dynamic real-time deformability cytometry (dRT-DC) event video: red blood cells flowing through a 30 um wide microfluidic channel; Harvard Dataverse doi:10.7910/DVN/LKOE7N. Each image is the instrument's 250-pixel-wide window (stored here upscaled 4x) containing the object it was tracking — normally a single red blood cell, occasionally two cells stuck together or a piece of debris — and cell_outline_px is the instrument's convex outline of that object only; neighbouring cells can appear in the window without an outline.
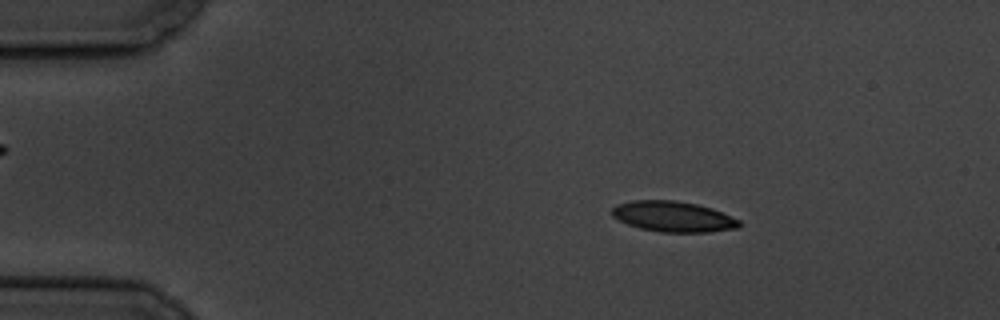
{"species": "common noctule bat (a hibernating species)", "species_latin": "Nyctalus noctula", "temperature_condition": "cold", "stored_images_in_passage": 57, "camera_frame_rate_fps": 3000, "um_per_image_px": 0.085, "animal": {"sex": "male", "body_mass_g": 19.5, "forearm_length_mm": 54.6}, "frame": {"image": 1, "passage_image": 9, "time_ms": 2.667, "image_size_px": [1000, 320], "cell_outline_px": [[740, 228], [708, 232], [660, 232], [640, 228], [628, 224], [612, 216], [612, 208], [616, 204], [632, 200], [676, 200], [696, 204], [712, 208], [740, 220]], "centroid_in_image_um": [57.22, 18.4], "position_along_channel_um": 27.8, "area_um2": 22.72}}
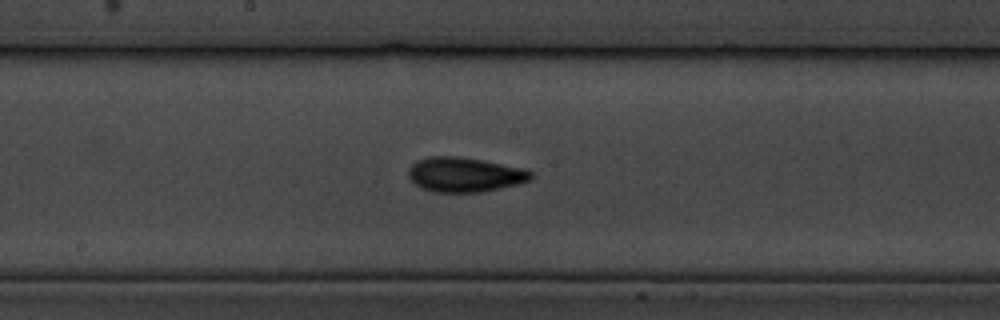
{"frame": {"image": 2, "passage_image": 30, "time_ms": 9.667, "image_size_px": [1000, 320], "cell_outline_px": [[536, 176], [532, 180], [520, 184], [480, 192], [432, 192], [416, 184], [408, 176], [408, 168], [416, 160], [428, 156], [460, 156], [484, 160], [524, 168], [532, 172]], "centroid_in_image_um": [39.54, 14.83], "position_along_channel_um": 208.7, "area_um2": 25.09}}
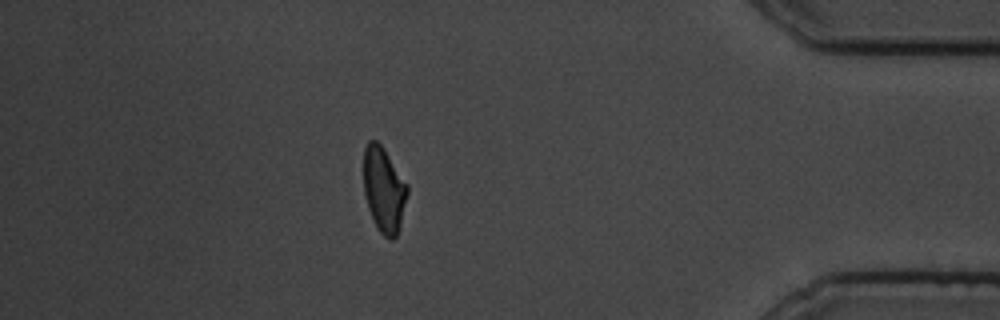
{"frame": {"image": 3, "passage_image": 50, "time_ms": 16.333, "image_size_px": [1000, 320], "cell_outline_px": [[408, 192], [400, 228], [396, 236], [392, 240], [388, 240], [380, 232], [368, 208], [364, 192], [364, 148], [368, 140], [376, 140], [384, 148], [408, 184]], "centroid_in_image_um": [32.64, 16.11], "position_along_channel_um": 402.6, "area_um2": 21.79}, "authors_computed_cell_mechanics": {"area_um2": 22.8888, "velocity_mm_per_s": 3.4807, "shape_relaxation_time_tau1_ms": 3.7166, "shape_relaxation_time_tau2_ms": 2.3002, "deformation_change_tau1": 0.1297, "deformation_change_tau2": 0.0801}}